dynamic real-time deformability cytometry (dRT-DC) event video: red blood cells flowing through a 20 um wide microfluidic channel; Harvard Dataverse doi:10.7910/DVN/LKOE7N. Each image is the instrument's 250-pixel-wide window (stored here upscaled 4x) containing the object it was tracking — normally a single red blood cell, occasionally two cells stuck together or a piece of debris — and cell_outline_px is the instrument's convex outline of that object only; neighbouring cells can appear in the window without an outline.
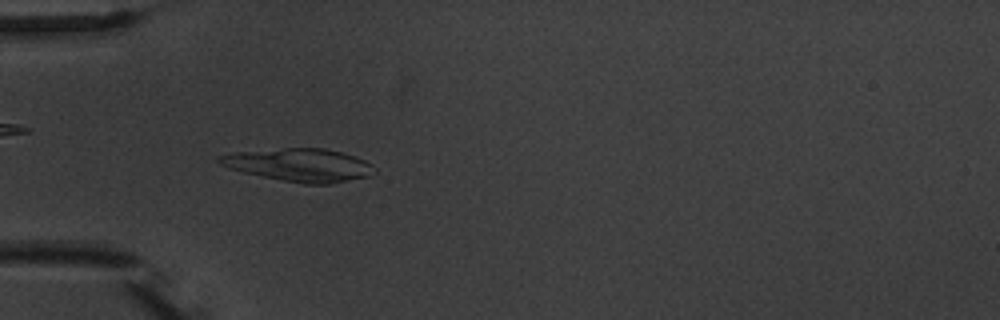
{"species": "common noctule bat (a hibernating species)", "species_latin": "Nyctalus noctula", "temperature_condition": "warm", "stored_images_in_passage": 4, "camera_frame_rate_fps": 3000, "um_per_image_px": 0.085, "animal": {"sex": "male", "body_mass_g": 20.1, "forearm_length_mm": 53.5}, "frame": {"image": 1, "passage_image": 4, "time_ms": 4.333, "image_size_px": [1000, 320], "cell_outline_px": [[376, 172], [368, 176], [332, 184], [304, 184], [244, 172], [228, 168], [220, 164], [216, 160], [216, 156], [236, 152], [284, 148], [324, 148], [356, 156], [372, 164], [376, 168]], "centroid_in_image_um": [25.47, 14.02], "position_along_channel_um": 59.5, "area_um2": 29.71}}